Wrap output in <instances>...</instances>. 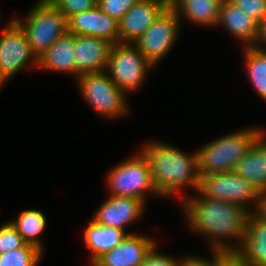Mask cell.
<instances>
[{"mask_svg":"<svg viewBox=\"0 0 266 266\" xmlns=\"http://www.w3.org/2000/svg\"><path fill=\"white\" fill-rule=\"evenodd\" d=\"M107 174L106 186L110 196L137 198L144 202L149 193L160 196L153 184L148 161L141 152L113 167Z\"/></svg>","mask_w":266,"mask_h":266,"instance_id":"obj_5","label":"cell"},{"mask_svg":"<svg viewBox=\"0 0 266 266\" xmlns=\"http://www.w3.org/2000/svg\"><path fill=\"white\" fill-rule=\"evenodd\" d=\"M10 222L19 231L27 244L34 245L42 251L44 250L39 236L45 231L47 220L41 211L36 209L22 211L17 219Z\"/></svg>","mask_w":266,"mask_h":266,"instance_id":"obj_22","label":"cell"},{"mask_svg":"<svg viewBox=\"0 0 266 266\" xmlns=\"http://www.w3.org/2000/svg\"><path fill=\"white\" fill-rule=\"evenodd\" d=\"M152 68L153 65L134 44L116 43L112 46L105 71L118 88L127 94L141 87L148 70Z\"/></svg>","mask_w":266,"mask_h":266,"instance_id":"obj_7","label":"cell"},{"mask_svg":"<svg viewBox=\"0 0 266 266\" xmlns=\"http://www.w3.org/2000/svg\"><path fill=\"white\" fill-rule=\"evenodd\" d=\"M169 6L167 0H139L118 21L119 43H134Z\"/></svg>","mask_w":266,"mask_h":266,"instance_id":"obj_11","label":"cell"},{"mask_svg":"<svg viewBox=\"0 0 266 266\" xmlns=\"http://www.w3.org/2000/svg\"><path fill=\"white\" fill-rule=\"evenodd\" d=\"M25 244L23 237L10 221L0 226V254L18 249Z\"/></svg>","mask_w":266,"mask_h":266,"instance_id":"obj_25","label":"cell"},{"mask_svg":"<svg viewBox=\"0 0 266 266\" xmlns=\"http://www.w3.org/2000/svg\"><path fill=\"white\" fill-rule=\"evenodd\" d=\"M264 44L266 45V16L259 22L257 38L252 47L266 50L264 49L265 47H263Z\"/></svg>","mask_w":266,"mask_h":266,"instance_id":"obj_31","label":"cell"},{"mask_svg":"<svg viewBox=\"0 0 266 266\" xmlns=\"http://www.w3.org/2000/svg\"><path fill=\"white\" fill-rule=\"evenodd\" d=\"M264 135L263 132L256 139L233 170L260 192L266 190V140L264 139L266 137Z\"/></svg>","mask_w":266,"mask_h":266,"instance_id":"obj_18","label":"cell"},{"mask_svg":"<svg viewBox=\"0 0 266 266\" xmlns=\"http://www.w3.org/2000/svg\"><path fill=\"white\" fill-rule=\"evenodd\" d=\"M140 152L148 161L153 184L160 196H176L186 185L199 189L197 152L190 155L159 141L148 142Z\"/></svg>","mask_w":266,"mask_h":266,"instance_id":"obj_2","label":"cell"},{"mask_svg":"<svg viewBox=\"0 0 266 266\" xmlns=\"http://www.w3.org/2000/svg\"><path fill=\"white\" fill-rule=\"evenodd\" d=\"M243 52L248 77L260 97L266 101V50L245 46Z\"/></svg>","mask_w":266,"mask_h":266,"instance_id":"obj_23","label":"cell"},{"mask_svg":"<svg viewBox=\"0 0 266 266\" xmlns=\"http://www.w3.org/2000/svg\"><path fill=\"white\" fill-rule=\"evenodd\" d=\"M145 203L137 198L109 196L95 212L92 220L98 224L125 230L127 225L141 217Z\"/></svg>","mask_w":266,"mask_h":266,"instance_id":"obj_15","label":"cell"},{"mask_svg":"<svg viewBox=\"0 0 266 266\" xmlns=\"http://www.w3.org/2000/svg\"><path fill=\"white\" fill-rule=\"evenodd\" d=\"M223 2L224 0H173L169 6L179 20L183 16L195 25L214 27L218 26Z\"/></svg>","mask_w":266,"mask_h":266,"instance_id":"obj_19","label":"cell"},{"mask_svg":"<svg viewBox=\"0 0 266 266\" xmlns=\"http://www.w3.org/2000/svg\"><path fill=\"white\" fill-rule=\"evenodd\" d=\"M128 234L131 233L90 220L89 225L84 230V242L91 251L89 257L91 265L105 252L121 243Z\"/></svg>","mask_w":266,"mask_h":266,"instance_id":"obj_21","label":"cell"},{"mask_svg":"<svg viewBox=\"0 0 266 266\" xmlns=\"http://www.w3.org/2000/svg\"><path fill=\"white\" fill-rule=\"evenodd\" d=\"M75 34L66 32L38 58V68L55 72H66L76 76L74 57Z\"/></svg>","mask_w":266,"mask_h":266,"instance_id":"obj_20","label":"cell"},{"mask_svg":"<svg viewBox=\"0 0 266 266\" xmlns=\"http://www.w3.org/2000/svg\"><path fill=\"white\" fill-rule=\"evenodd\" d=\"M68 19L70 16L93 9L97 0H48Z\"/></svg>","mask_w":266,"mask_h":266,"instance_id":"obj_26","label":"cell"},{"mask_svg":"<svg viewBox=\"0 0 266 266\" xmlns=\"http://www.w3.org/2000/svg\"><path fill=\"white\" fill-rule=\"evenodd\" d=\"M155 244L153 238L132 232L116 247L100 256L91 266H139Z\"/></svg>","mask_w":266,"mask_h":266,"instance_id":"obj_14","label":"cell"},{"mask_svg":"<svg viewBox=\"0 0 266 266\" xmlns=\"http://www.w3.org/2000/svg\"><path fill=\"white\" fill-rule=\"evenodd\" d=\"M14 20L23 29L37 59L67 32V19L48 0H39L31 7L26 19Z\"/></svg>","mask_w":266,"mask_h":266,"instance_id":"obj_4","label":"cell"},{"mask_svg":"<svg viewBox=\"0 0 266 266\" xmlns=\"http://www.w3.org/2000/svg\"><path fill=\"white\" fill-rule=\"evenodd\" d=\"M175 11L168 6L133 43L153 65L171 50L179 35V22Z\"/></svg>","mask_w":266,"mask_h":266,"instance_id":"obj_9","label":"cell"},{"mask_svg":"<svg viewBox=\"0 0 266 266\" xmlns=\"http://www.w3.org/2000/svg\"><path fill=\"white\" fill-rule=\"evenodd\" d=\"M234 258L242 266H266V222L255 212L248 216L245 237Z\"/></svg>","mask_w":266,"mask_h":266,"instance_id":"obj_16","label":"cell"},{"mask_svg":"<svg viewBox=\"0 0 266 266\" xmlns=\"http://www.w3.org/2000/svg\"><path fill=\"white\" fill-rule=\"evenodd\" d=\"M139 0H97V5L110 17L119 21Z\"/></svg>","mask_w":266,"mask_h":266,"instance_id":"obj_28","label":"cell"},{"mask_svg":"<svg viewBox=\"0 0 266 266\" xmlns=\"http://www.w3.org/2000/svg\"><path fill=\"white\" fill-rule=\"evenodd\" d=\"M243 12L260 22L266 16V0H229Z\"/></svg>","mask_w":266,"mask_h":266,"instance_id":"obj_29","label":"cell"},{"mask_svg":"<svg viewBox=\"0 0 266 266\" xmlns=\"http://www.w3.org/2000/svg\"><path fill=\"white\" fill-rule=\"evenodd\" d=\"M255 213L266 222V190L261 192L260 204Z\"/></svg>","mask_w":266,"mask_h":266,"instance_id":"obj_32","label":"cell"},{"mask_svg":"<svg viewBox=\"0 0 266 266\" xmlns=\"http://www.w3.org/2000/svg\"><path fill=\"white\" fill-rule=\"evenodd\" d=\"M198 190L206 197L240 205L250 213L253 210L251 211L248 205L251 206L252 203L254 206L255 203L256 212L261 199L258 188L234 171L201 175Z\"/></svg>","mask_w":266,"mask_h":266,"instance_id":"obj_8","label":"cell"},{"mask_svg":"<svg viewBox=\"0 0 266 266\" xmlns=\"http://www.w3.org/2000/svg\"><path fill=\"white\" fill-rule=\"evenodd\" d=\"M234 259L232 254L213 251L211 260L188 256L181 259L180 266H228Z\"/></svg>","mask_w":266,"mask_h":266,"instance_id":"obj_27","label":"cell"},{"mask_svg":"<svg viewBox=\"0 0 266 266\" xmlns=\"http://www.w3.org/2000/svg\"><path fill=\"white\" fill-rule=\"evenodd\" d=\"M218 25H222L231 35L243 42L244 47L254 45L259 22L229 0H224L222 4Z\"/></svg>","mask_w":266,"mask_h":266,"instance_id":"obj_17","label":"cell"},{"mask_svg":"<svg viewBox=\"0 0 266 266\" xmlns=\"http://www.w3.org/2000/svg\"><path fill=\"white\" fill-rule=\"evenodd\" d=\"M157 244L149 251L144 261L139 266H180L181 260L157 252Z\"/></svg>","mask_w":266,"mask_h":266,"instance_id":"obj_30","label":"cell"},{"mask_svg":"<svg viewBox=\"0 0 266 266\" xmlns=\"http://www.w3.org/2000/svg\"><path fill=\"white\" fill-rule=\"evenodd\" d=\"M115 18L108 16L98 5L93 9L74 14L67 19V32L104 38L119 43V26Z\"/></svg>","mask_w":266,"mask_h":266,"instance_id":"obj_12","label":"cell"},{"mask_svg":"<svg viewBox=\"0 0 266 266\" xmlns=\"http://www.w3.org/2000/svg\"><path fill=\"white\" fill-rule=\"evenodd\" d=\"M112 46L104 38L75 35L76 77L105 71Z\"/></svg>","mask_w":266,"mask_h":266,"instance_id":"obj_13","label":"cell"},{"mask_svg":"<svg viewBox=\"0 0 266 266\" xmlns=\"http://www.w3.org/2000/svg\"><path fill=\"white\" fill-rule=\"evenodd\" d=\"M42 253L38 247L26 243L23 247L0 254V266H37Z\"/></svg>","mask_w":266,"mask_h":266,"instance_id":"obj_24","label":"cell"},{"mask_svg":"<svg viewBox=\"0 0 266 266\" xmlns=\"http://www.w3.org/2000/svg\"><path fill=\"white\" fill-rule=\"evenodd\" d=\"M228 266H242L236 259H234Z\"/></svg>","mask_w":266,"mask_h":266,"instance_id":"obj_33","label":"cell"},{"mask_svg":"<svg viewBox=\"0 0 266 266\" xmlns=\"http://www.w3.org/2000/svg\"><path fill=\"white\" fill-rule=\"evenodd\" d=\"M263 132L262 129L254 127L241 129L226 134L196 151L200 176L232 172Z\"/></svg>","mask_w":266,"mask_h":266,"instance_id":"obj_3","label":"cell"},{"mask_svg":"<svg viewBox=\"0 0 266 266\" xmlns=\"http://www.w3.org/2000/svg\"><path fill=\"white\" fill-rule=\"evenodd\" d=\"M77 81L82 97L102 117L111 119L129 114L127 94L118 88L106 71L81 75Z\"/></svg>","mask_w":266,"mask_h":266,"instance_id":"obj_6","label":"cell"},{"mask_svg":"<svg viewBox=\"0 0 266 266\" xmlns=\"http://www.w3.org/2000/svg\"><path fill=\"white\" fill-rule=\"evenodd\" d=\"M0 36V85L20 72L30 62L38 67L23 29L14 20H9Z\"/></svg>","mask_w":266,"mask_h":266,"instance_id":"obj_10","label":"cell"},{"mask_svg":"<svg viewBox=\"0 0 266 266\" xmlns=\"http://www.w3.org/2000/svg\"><path fill=\"white\" fill-rule=\"evenodd\" d=\"M197 191L200 193L197 197L188 196L181 200L189 227L209 239L212 252L234 255L242 246L250 212L240 205L212 199ZM231 239L239 242L232 245L231 241L228 242Z\"/></svg>","mask_w":266,"mask_h":266,"instance_id":"obj_1","label":"cell"}]
</instances>
